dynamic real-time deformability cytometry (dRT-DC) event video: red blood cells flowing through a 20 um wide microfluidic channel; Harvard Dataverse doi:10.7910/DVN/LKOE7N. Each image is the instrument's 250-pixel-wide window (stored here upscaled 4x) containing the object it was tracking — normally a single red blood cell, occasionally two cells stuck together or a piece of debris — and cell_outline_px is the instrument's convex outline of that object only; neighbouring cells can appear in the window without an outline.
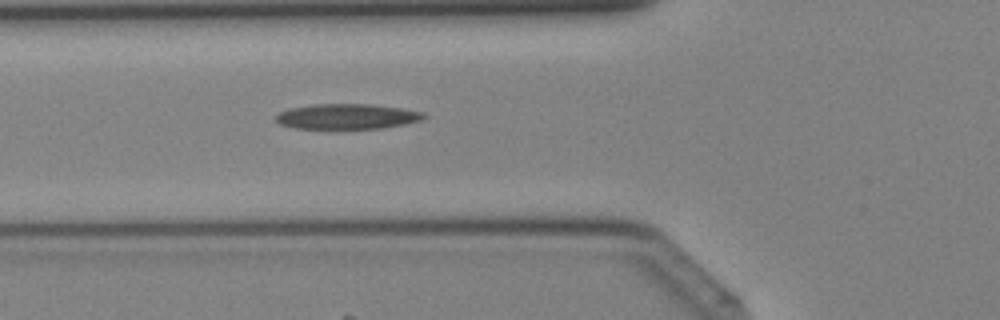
{"species": "Egyptian fruit bat (a non-hibernating species)", "species_latin": "Rousettus aegyptiacus", "temperature_condition": "cold", "stored_images_in_passage": 41, "camera_frame_rate_fps": 3000, "um_per_image_px": 0.085, "animal": {"sex": "female"}, "frame": {"image": 1, "passage_image": 15, "time_ms": 4.667, "image_size_px": [1000, 320], "cell_outline_px": [[428, 116], [420, 120], [404, 124], [380, 128], [292, 128], [280, 124], [276, 120], [276, 116], [280, 112], [292, 108], [316, 104], [372, 104], [400, 108], [424, 112]], "centroid_in_image_um": [29.52, 9.89], "position_along_channel_um": 96.3, "area_um2": 21.5}}
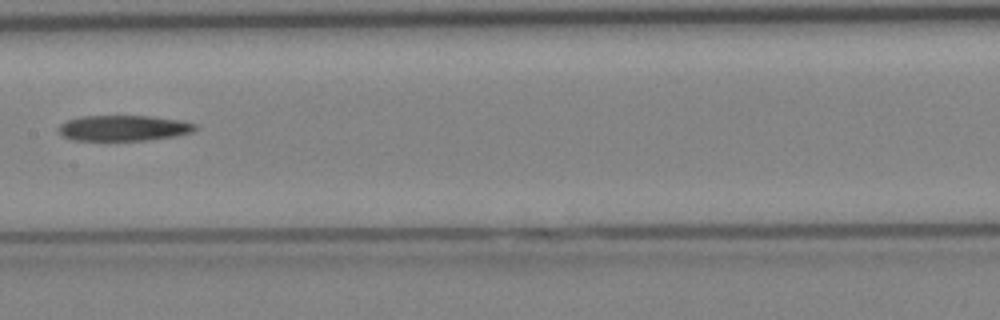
{"frame": {"image": 2, "passage_image": 21, "time_ms": 6.667, "image_size_px": [1000, 320], "cell_outline_px": [[196, 128], [192, 132], [176, 136], [148, 140], [72, 140], [60, 136], [60, 124], [68, 120], [80, 116], [152, 116], [184, 120], [196, 124]], "centroid_in_image_um": [10.53, 10.88], "position_along_channel_um": 196.9, "area_um2": 20.52}}
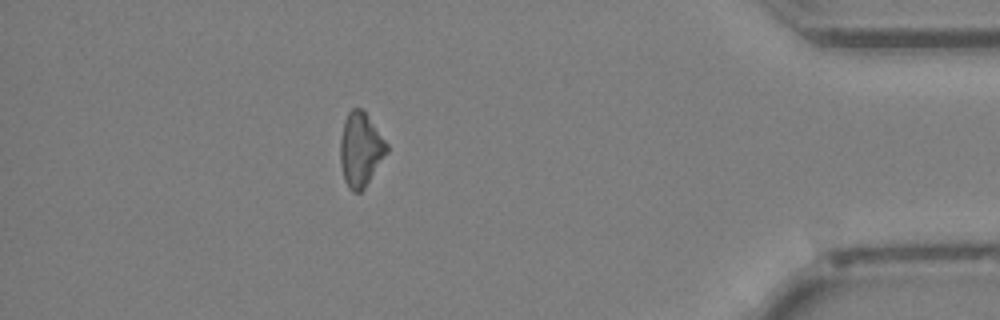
{"frame": {"image": 3, "passage_image": 36, "time_ms": 11.667, "image_size_px": [1000, 320], "cell_outline_px": [[388, 152], [364, 188], [360, 192], [352, 192], [348, 188], [344, 180], [340, 164], [340, 140], [344, 120], [348, 112], [352, 108], [360, 108], [368, 116], [388, 144]], "centroid_in_image_um": [30.63, 12.72], "position_along_channel_um": 404.6, "area_um2": 20.06}}